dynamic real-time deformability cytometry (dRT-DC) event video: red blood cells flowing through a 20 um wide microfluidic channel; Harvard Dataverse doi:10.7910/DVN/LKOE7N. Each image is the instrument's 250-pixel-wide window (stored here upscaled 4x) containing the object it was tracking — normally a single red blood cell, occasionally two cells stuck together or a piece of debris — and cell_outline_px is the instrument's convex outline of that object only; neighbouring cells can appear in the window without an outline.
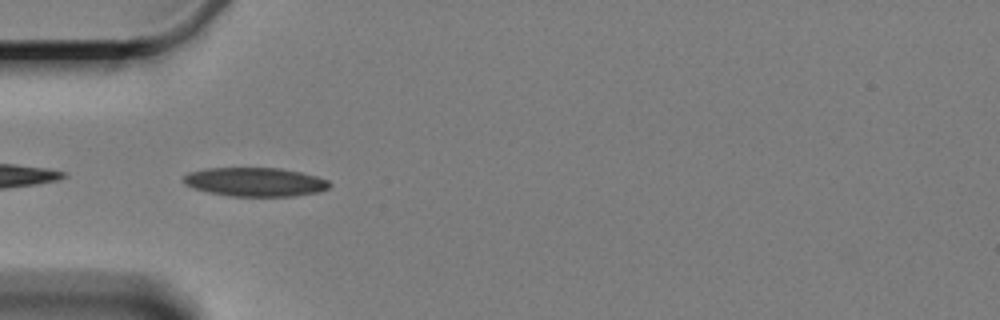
{"species": "Egyptian fruit bat (a non-hibernating species)", "species_latin": "Rousettus aegyptiacus", "temperature_condition": "cold", "stored_images_in_passage": 5, "camera_frame_rate_fps": 3000, "um_per_image_px": 0.085, "animal": {"sex": "female"}, "frame": {"image": 1, "passage_image": 4, "time_ms": 4.667, "image_size_px": [1000, 320], "cell_outline_px": [[332, 184], [328, 188], [316, 192], [292, 196], [228, 196], [208, 192], [192, 188], [184, 184], [184, 176], [188, 172], [208, 168], [280, 168], [300, 172], [316, 176], [328, 180]], "centroid_in_image_um": [21.66, 15.46], "position_along_channel_um": 63.3, "area_um2": 24.51}}
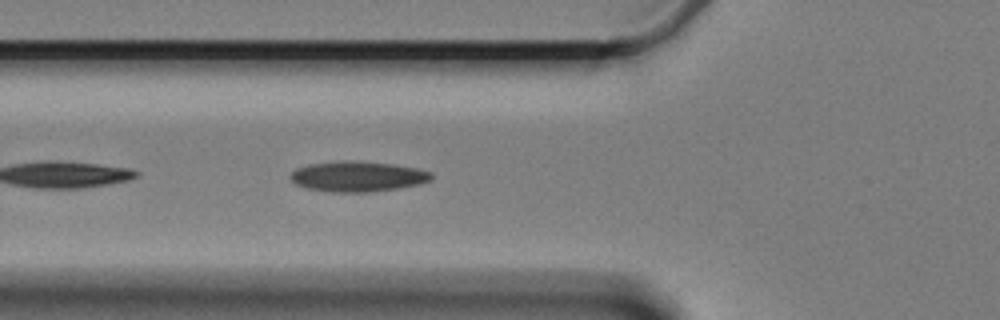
{"frame": {"image": 2, "passage_image": 5, "time_ms": 5.667, "image_size_px": [1000, 320], "cell_outline_px": [[432, 180], [420, 184], [400, 188], [372, 192], [332, 192], [308, 188], [296, 184], [292, 180], [292, 172], [296, 168], [308, 164], [392, 164], [420, 168], [432, 172]], "centroid_in_image_um": [30.51, 15.06], "position_along_channel_um": 95.3, "area_um2": 23.76}}